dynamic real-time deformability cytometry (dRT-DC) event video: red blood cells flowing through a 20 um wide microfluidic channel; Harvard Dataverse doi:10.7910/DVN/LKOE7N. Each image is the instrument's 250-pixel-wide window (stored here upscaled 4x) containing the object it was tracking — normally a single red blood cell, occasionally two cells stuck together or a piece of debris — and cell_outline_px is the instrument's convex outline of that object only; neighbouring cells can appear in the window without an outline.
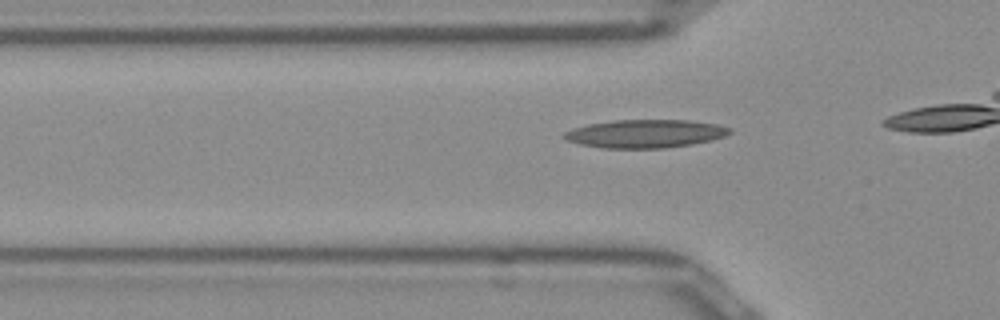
{"species": "Egyptian fruit bat (a non-hibernating species)", "species_latin": "Rousettus aegyptiacus", "temperature_condition": "room temperature", "stored_images_in_passage": 10, "camera_frame_rate_fps": 3000, "um_per_image_px": 0.085, "frame": {"image": 1, "passage_image": 5, "time_ms": 1.333, "image_size_px": [1000, 320], "cell_outline_px": [[732, 132], [724, 136], [712, 140], [664, 148], [604, 148], [580, 144], [568, 140], [564, 136], [564, 132], [572, 128], [588, 124], [612, 120], [688, 120], [716, 124], [732, 128]], "centroid_in_image_um": [54.85, 11.35], "position_along_channel_um": 71.0, "area_um2": 27.05}}
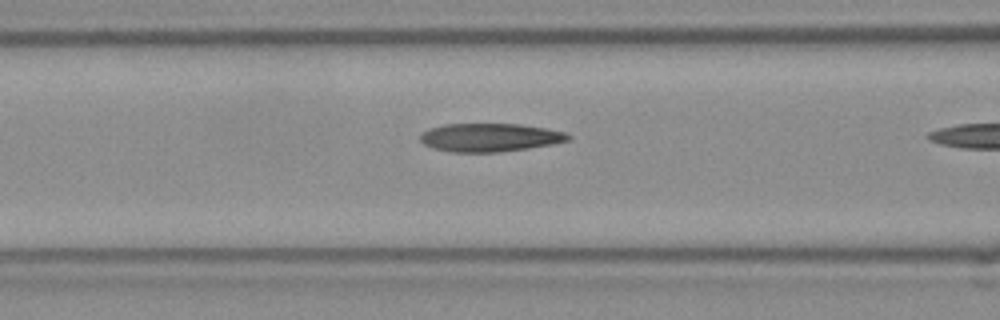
{"frame": {"image": 2, "passage_image": 9, "time_ms": 2.667, "image_size_px": [1000, 320], "cell_outline_px": [[572, 136], [568, 140], [552, 144], [528, 148], [500, 152], [452, 152], [432, 148], [424, 144], [420, 140], [420, 136], [428, 128], [444, 124], [520, 124], [548, 128], [564, 132]], "centroid_in_image_um": [41.63, 11.68], "position_along_channel_um": 125.0, "area_um2": 24.45}}